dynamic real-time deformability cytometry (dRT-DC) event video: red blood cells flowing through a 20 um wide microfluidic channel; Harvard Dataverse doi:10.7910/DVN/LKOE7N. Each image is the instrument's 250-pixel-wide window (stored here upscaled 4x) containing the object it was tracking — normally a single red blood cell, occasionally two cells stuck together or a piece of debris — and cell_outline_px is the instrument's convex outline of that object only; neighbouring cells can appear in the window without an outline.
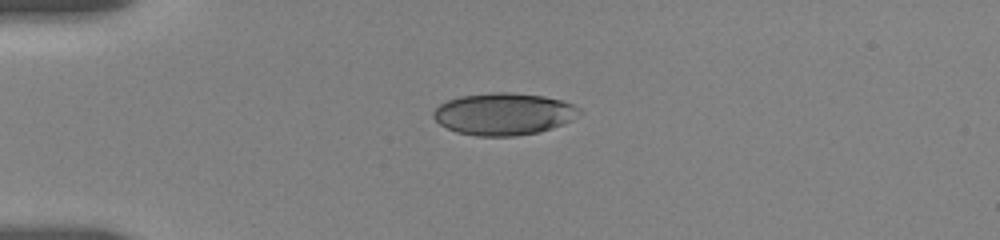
{"species": "human", "species_latin": "Homo sapiens", "temperature_condition": "room temperature", "stored_images_in_passage": 12, "camera_frame_rate_fps": 3000, "um_per_image_px": 0.085, "donor": {"sex": "female"}, "frame": {"image": 1, "passage_image": 1, "time_ms": 0.0, "image_size_px": [1000, 240], "cell_outline_px": [[580, 112], [572, 120], [564, 124], [540, 132], [516, 136], [476, 136], [456, 132], [440, 124], [432, 116], [432, 112], [440, 104], [448, 100], [460, 96], [492, 92], [512, 92], [544, 96], [564, 100], [580, 108]], "centroid_in_image_um": [42.83, 9.68], "position_along_channel_um": 42.2, "area_um2": 36.01}}
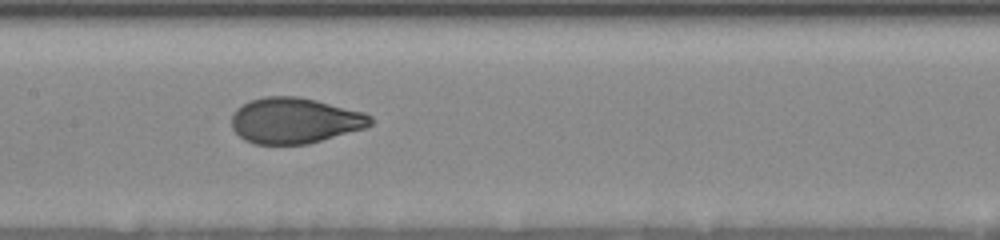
{"frame": {"image": 2, "passage_image": 11, "time_ms": 4.667, "image_size_px": [1000, 240], "cell_outline_px": [[372, 124], [368, 128], [308, 144], [252, 144], [244, 140], [232, 128], [232, 116], [236, 108], [252, 100], [264, 96], [296, 96], [316, 100], [364, 112], [372, 116]], "centroid_in_image_um": [25.08, 10.26], "position_along_channel_um": 182.3, "area_um2": 37.22}}
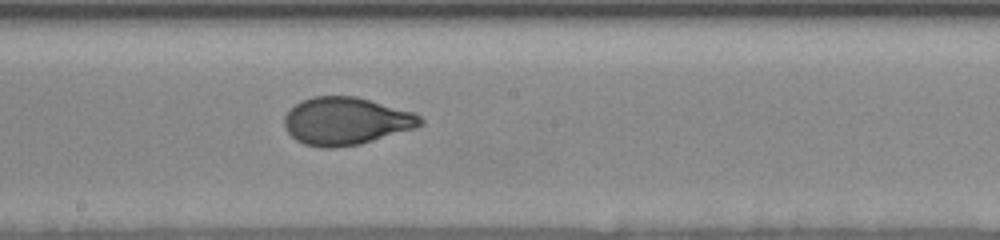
{"frame": {"image": 3, "passage_image": 12, "time_ms": 5.667, "image_size_px": [1000, 240], "cell_outline_px": [[424, 124], [416, 128], [360, 144], [332, 148], [324, 148], [304, 144], [296, 140], [288, 132], [284, 124], [284, 116], [296, 104], [312, 96], [356, 96], [412, 112], [420, 116], [424, 120]], "centroid_in_image_um": [29.42, 10.3], "position_along_channel_um": 218.8, "area_um2": 37.57}}